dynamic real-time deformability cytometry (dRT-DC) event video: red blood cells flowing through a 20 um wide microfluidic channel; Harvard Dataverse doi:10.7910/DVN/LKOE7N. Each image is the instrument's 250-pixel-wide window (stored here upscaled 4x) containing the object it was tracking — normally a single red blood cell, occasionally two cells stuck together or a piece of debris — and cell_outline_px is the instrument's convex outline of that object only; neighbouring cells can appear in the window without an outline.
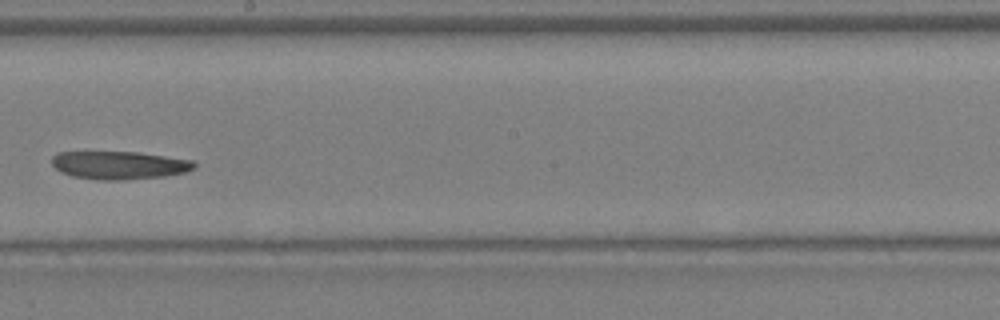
{"species": "Egyptian fruit bat (a non-hibernating species)", "species_latin": "Rousettus aegyptiacus", "temperature_condition": "warm", "stored_images_in_passage": 28, "camera_frame_rate_fps": 3000, "um_per_image_px": 0.085, "animal": {"sex": "female"}, "frame": {"image": 1, "passage_image": 13, "time_ms": 4.0, "image_size_px": [1000, 320], "cell_outline_px": [[196, 168], [184, 172], [164, 176], [124, 180], [104, 180], [72, 176], [60, 172], [52, 164], [52, 156], [56, 152], [136, 152], [192, 160], [196, 164]], "centroid_in_image_um": [10.11, 14.04], "position_along_channel_um": 238.1, "area_um2": 23.18}}